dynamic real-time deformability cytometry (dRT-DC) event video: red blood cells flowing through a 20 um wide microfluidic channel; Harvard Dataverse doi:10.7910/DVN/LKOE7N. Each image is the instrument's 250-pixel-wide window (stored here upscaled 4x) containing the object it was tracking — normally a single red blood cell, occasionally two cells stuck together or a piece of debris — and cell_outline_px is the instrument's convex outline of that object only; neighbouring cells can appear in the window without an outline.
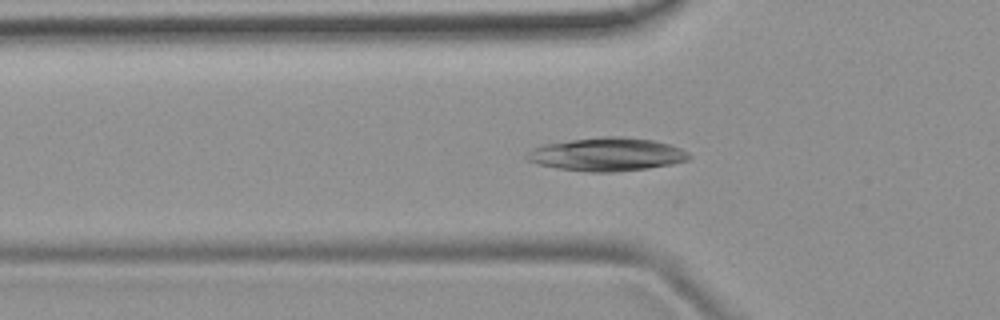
{"species": "common noctule bat (a hibernating species)", "species_latin": "Nyctalus noctula", "temperature_condition": "room temperature", "stored_images_in_passage": 43, "camera_frame_rate_fps": 3000, "um_per_image_px": 0.085, "animal": {"sex": "female", "body_mass_g": 19.9}, "frame": {"image": 1, "passage_image": 13, "time_ms": 4.0, "image_size_px": [1000, 320], "cell_outline_px": [[692, 156], [688, 160], [672, 164], [648, 168], [612, 172], [592, 172], [556, 168], [536, 164], [528, 160], [524, 156], [532, 148], [540, 144], [600, 136], [624, 136], [656, 140], [680, 148], [688, 152]], "centroid_in_image_um": [51.57, 13.11], "position_along_channel_um": 74.2, "area_um2": 31.79}}
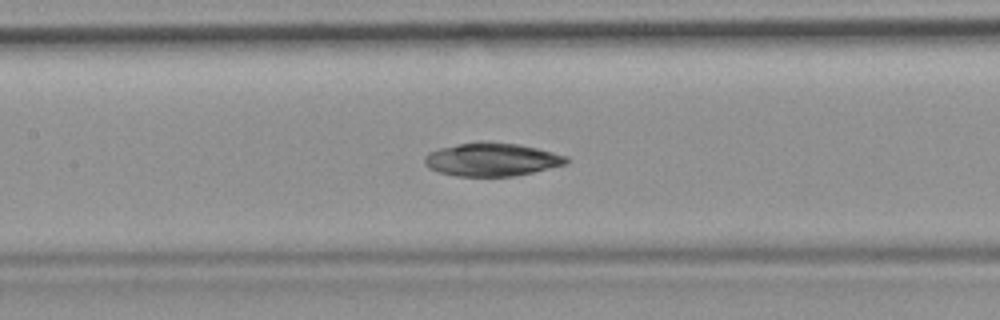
{"frame": {"image": 2, "passage_image": 20, "time_ms": 6.333, "image_size_px": [1000, 320], "cell_outline_px": [[568, 164], [532, 172], [512, 176], [456, 176], [440, 172], [428, 168], [424, 164], [424, 156], [428, 152], [440, 148], [480, 140], [520, 144], [568, 156]], "centroid_in_image_um": [41.79, 13.55], "position_along_channel_um": 165.6, "area_um2": 27.57}}
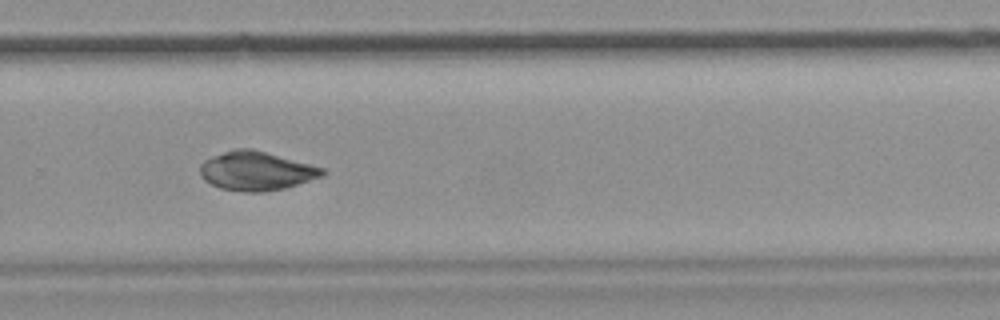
{"frame": {"image": 3, "passage_image": 31, "time_ms": 10.0, "image_size_px": [1000, 320], "cell_outline_px": [[328, 172], [324, 176], [284, 188], [260, 192], [244, 192], [220, 188], [204, 180], [200, 176], [200, 164], [204, 160], [212, 156], [236, 148], [252, 148], [324, 168]], "centroid_in_image_um": [21.78, 14.53], "position_along_channel_um": 308.0, "area_um2": 27.74}, "authors_computed_cell_mechanics": {"area_um2": 27.5706, "velocity_mm_per_s": 3.898, "shape_relaxation_time_tau1_ms": null, "shape_relaxation_time_tau2_ms": 3.1729, "deformation_change_tau1": null, "deformation_change_tau2": 0.0539}}